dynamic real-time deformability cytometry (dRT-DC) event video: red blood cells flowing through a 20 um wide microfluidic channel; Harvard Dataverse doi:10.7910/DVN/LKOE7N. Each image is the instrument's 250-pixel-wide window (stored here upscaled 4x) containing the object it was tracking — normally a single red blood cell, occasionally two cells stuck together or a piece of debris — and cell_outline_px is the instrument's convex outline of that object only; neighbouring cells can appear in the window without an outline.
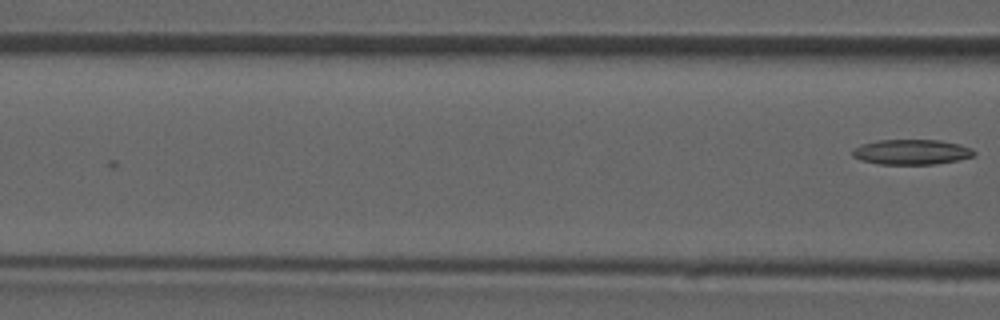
{"species": "common noctule bat (a hibernating species)", "species_latin": "Nyctalus noctula", "temperature_condition": "room temperature", "stored_images_in_passage": 6, "camera_frame_rate_fps": 3000, "um_per_image_px": 0.085, "animal": {"sex": "male", "forearm_length_mm": 52.5}, "frame": {"image": 1, "passage_image": 6, "time_ms": 6.667, "image_size_px": [1000, 320], "cell_outline_px": [[976, 152], [972, 156], [956, 160], [936, 164], [880, 164], [860, 160], [852, 156], [852, 148], [860, 144], [876, 140], [940, 140], [960, 144], [972, 148]], "centroid_in_image_um": [77.44, 12.91], "position_along_channel_um": 89.2, "area_um2": 17.92}}